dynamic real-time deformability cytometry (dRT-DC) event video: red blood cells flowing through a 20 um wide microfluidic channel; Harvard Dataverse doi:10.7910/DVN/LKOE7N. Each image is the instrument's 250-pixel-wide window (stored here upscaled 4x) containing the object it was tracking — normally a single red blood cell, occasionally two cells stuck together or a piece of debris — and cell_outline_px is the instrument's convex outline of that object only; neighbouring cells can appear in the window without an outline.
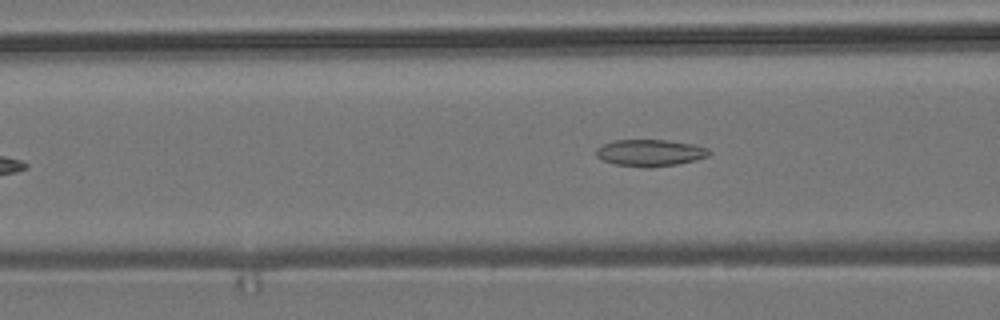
{"species": "common noctule bat (a hibernating species)", "species_latin": "Nyctalus noctula", "temperature_condition": "room temperature", "stored_images_in_passage": 10, "segment_of_instrument_passage": [1, 2], "camera_frame_rate_fps": 3000, "um_per_image_px": 0.085, "animal": {"sex": "male", "body_mass_g": 19.2, "forearm_length_mm": 51.8}, "frame": {"image": 1, "passage_image": 5, "time_ms": 5.0, "image_size_px": [1000, 320], "cell_outline_px": [[712, 152], [708, 156], [696, 160], [676, 164], [652, 168], [644, 168], [616, 164], [604, 160], [596, 156], [596, 148], [604, 144], [616, 140], [668, 140], [692, 144], [708, 148]], "centroid_in_image_um": [55.28, 12.99], "position_along_channel_um": 111.3, "area_um2": 17.63}}
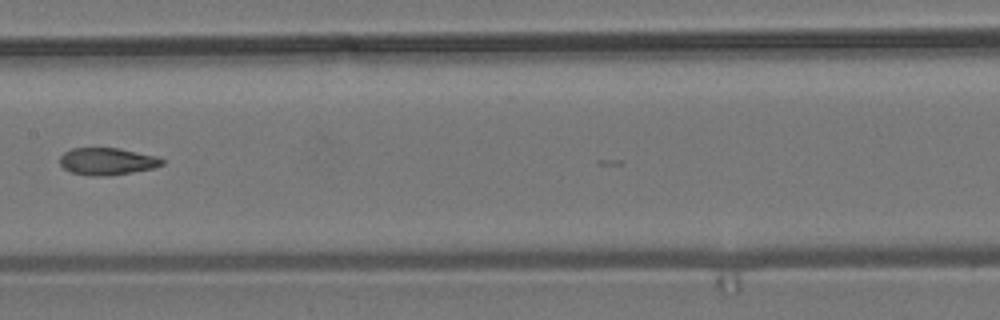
{"frame": {"image": 2, "passage_image": 7, "time_ms": 7.333, "image_size_px": [1000, 320], "cell_outline_px": [[164, 164], [152, 168], [132, 172], [108, 176], [92, 176], [72, 172], [64, 168], [60, 164], [60, 156], [64, 152], [72, 148], [120, 148], [156, 156], [164, 160]], "centroid_in_image_um": [9.1, 13.71], "position_along_channel_um": 198.3, "area_um2": 16.13}}
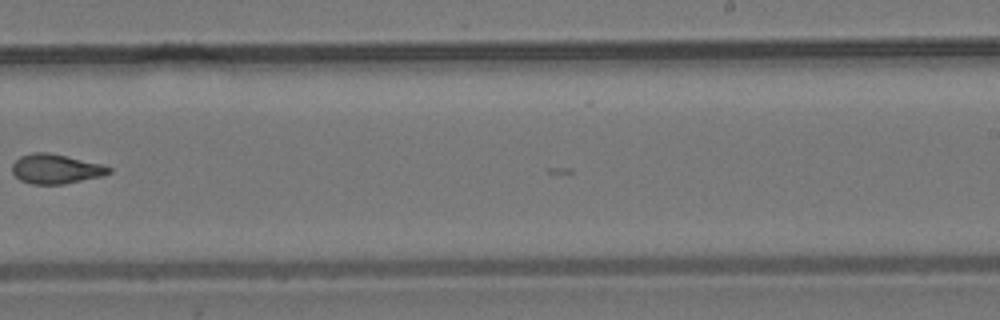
{"frame": {"image": 3, "passage_image": 9, "time_ms": 9.667, "image_size_px": [1000, 320], "cell_outline_px": [[112, 172], [100, 176], [64, 184], [32, 184], [20, 180], [12, 172], [12, 164], [20, 156], [32, 152], [48, 152], [100, 164], [112, 168]], "centroid_in_image_um": [4.7, 14.36], "position_along_channel_um": 284.3, "area_um2": 16.47}}